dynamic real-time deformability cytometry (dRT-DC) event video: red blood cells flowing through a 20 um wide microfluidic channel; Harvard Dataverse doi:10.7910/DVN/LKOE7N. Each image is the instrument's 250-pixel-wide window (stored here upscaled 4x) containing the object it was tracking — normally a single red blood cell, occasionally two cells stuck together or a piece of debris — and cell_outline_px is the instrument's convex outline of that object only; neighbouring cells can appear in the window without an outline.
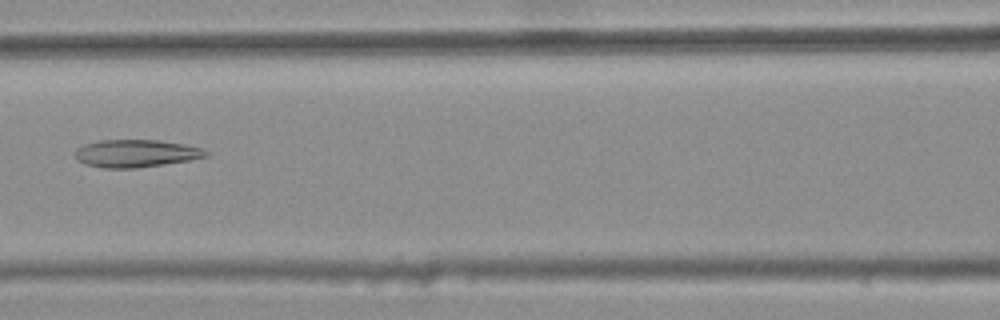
{"species": "common noctule bat (a hibernating species)", "species_latin": "Nyctalus noctula", "temperature_condition": "warm", "stored_images_in_passage": 5, "camera_frame_rate_fps": 3000, "um_per_image_px": 0.085, "animal": {"sex": "female", "body_mass_g": 25.1}, "frame": {"image": 1, "passage_image": 5, "time_ms": 1.333, "image_size_px": [1000, 320], "cell_outline_px": [[208, 156], [188, 160], [164, 164], [136, 168], [104, 168], [84, 164], [76, 160], [76, 148], [84, 144], [100, 140], [160, 140], [184, 144], [200, 148], [208, 152]], "centroid_in_image_um": [11.52, 13.04], "position_along_channel_um": 155.1, "area_um2": 20.98}}